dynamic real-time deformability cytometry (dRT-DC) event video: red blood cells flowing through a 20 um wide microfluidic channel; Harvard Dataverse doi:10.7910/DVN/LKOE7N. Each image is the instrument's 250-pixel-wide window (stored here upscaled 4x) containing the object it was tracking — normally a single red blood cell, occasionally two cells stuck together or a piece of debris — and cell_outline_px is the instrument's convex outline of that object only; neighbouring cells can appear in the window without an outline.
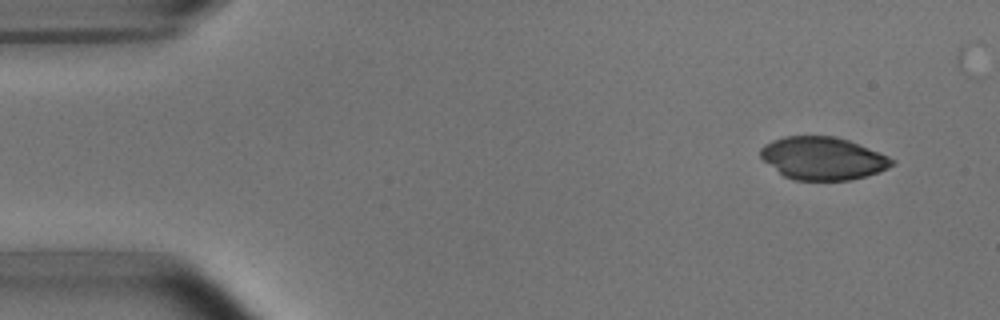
{"species": "common noctule bat (a hibernating species)", "species_latin": "Nyctalus noctula", "temperature_condition": "room temperature", "stored_images_in_passage": 5, "camera_frame_rate_fps": 3000, "um_per_image_px": 0.085, "animal": {"sex": "male", "body_mass_g": 15.6}, "frame": {"image": 1, "passage_image": 1, "time_ms": 0.0, "image_size_px": [1000, 320], "cell_outline_px": [[896, 164], [888, 168], [864, 176], [848, 180], [796, 180], [784, 176], [764, 160], [760, 156], [760, 148], [764, 144], [772, 140], [784, 136], [836, 136], [848, 140], [888, 156], [896, 160]], "centroid_in_image_um": [69.93, 13.45], "position_along_channel_um": 15.1, "area_um2": 32.54}}